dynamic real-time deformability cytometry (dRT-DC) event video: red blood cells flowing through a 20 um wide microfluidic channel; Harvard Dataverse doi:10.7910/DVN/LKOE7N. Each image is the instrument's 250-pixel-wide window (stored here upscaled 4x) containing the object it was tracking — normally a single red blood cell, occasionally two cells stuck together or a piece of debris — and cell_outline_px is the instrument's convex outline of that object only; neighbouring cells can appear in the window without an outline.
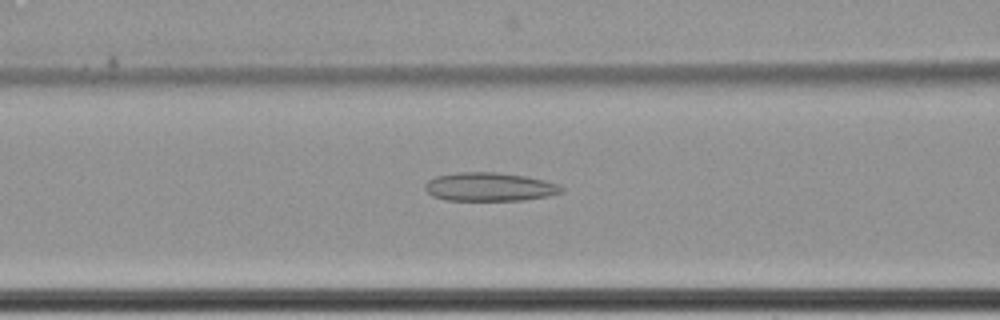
{"species": "common noctule bat (a hibernating species)", "species_latin": "Nyctalus noctula", "temperature_condition": "cold", "stored_images_in_passage": 64, "camera_frame_rate_fps": 3000, "um_per_image_px": 0.085, "animal": {"sex": "female", "body_mass_g": 22.7, "forearm_length_mm": 54.2}, "frame": {"image": 1, "passage_image": 30, "time_ms": 9.667, "image_size_px": [1000, 320], "cell_outline_px": [[564, 192], [548, 196], [524, 200], [444, 200], [432, 196], [424, 188], [424, 184], [428, 180], [436, 176], [456, 172], [496, 172], [524, 176], [544, 180], [560, 184], [564, 188]], "centroid_in_image_um": [41.61, 15.88], "position_along_channel_um": 125.0, "area_um2": 22.89}}
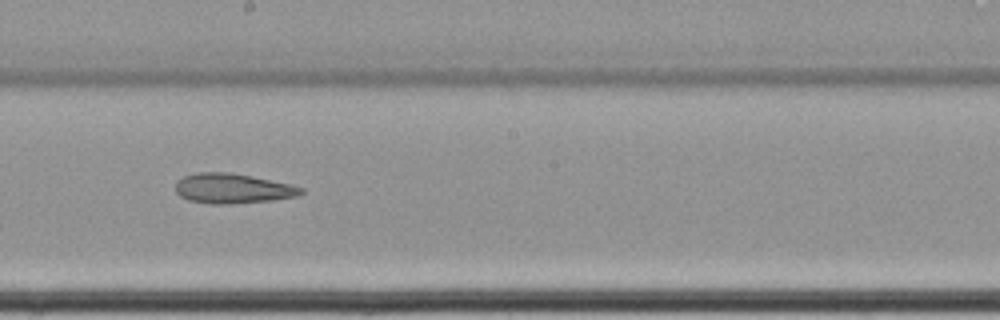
{"frame": {"image": 2, "passage_image": 39, "time_ms": 12.667, "image_size_px": [1000, 320], "cell_outline_px": [[304, 192], [300, 196], [272, 200], [228, 204], [208, 204], [188, 200], [180, 196], [176, 192], [176, 180], [184, 176], [196, 172], [232, 172], [252, 176], [288, 184], [304, 188]], "centroid_in_image_um": [19.75, 16.02], "position_along_channel_um": 228.4, "area_um2": 22.02}}
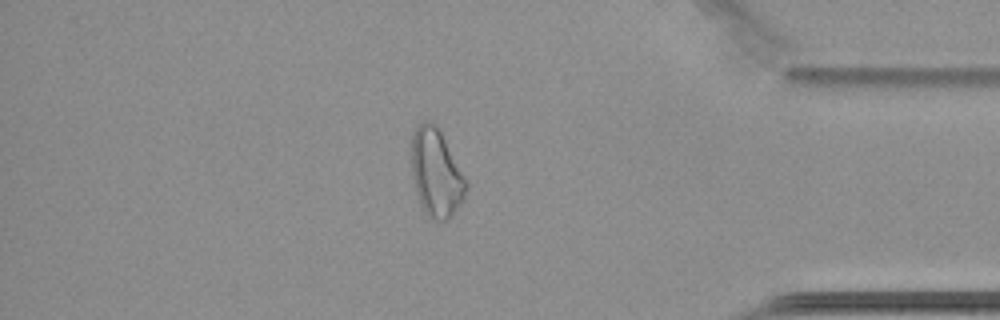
{"frame": {"image": 3, "passage_image": 56, "time_ms": 18.333, "image_size_px": [1000, 320], "cell_outline_px": [[468, 188], [464, 196], [452, 212], [444, 220], [432, 220], [424, 212], [420, 204], [416, 192], [412, 176], [412, 132], [416, 124], [424, 120], [432, 120], [436, 124], [464, 176], [468, 184]], "centroid_in_image_um": [37.03, 14.64], "position_along_channel_um": 398.2, "area_um2": 27.57}, "authors_computed_cell_mechanics": {"area_um2": 27.3105, "velocity_mm_per_s": 3.4522, "shape_relaxation_time_tau1_ms": null, "shape_relaxation_time_tau2_ms": 11.2383, "deformation_change_tau1": null, "deformation_change_tau2": 0.2125}}